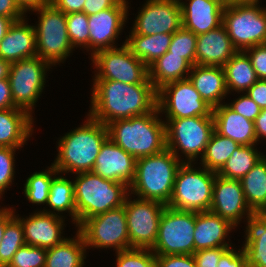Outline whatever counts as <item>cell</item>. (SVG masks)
I'll return each instance as SVG.
<instances>
[{
    "label": "cell",
    "instance_id": "1",
    "mask_svg": "<svg viewBox=\"0 0 266 267\" xmlns=\"http://www.w3.org/2000/svg\"><path fill=\"white\" fill-rule=\"evenodd\" d=\"M89 115L102 124L153 112L157 90L152 83L125 84L113 80H94Z\"/></svg>",
    "mask_w": 266,
    "mask_h": 267
},
{
    "label": "cell",
    "instance_id": "2",
    "mask_svg": "<svg viewBox=\"0 0 266 267\" xmlns=\"http://www.w3.org/2000/svg\"><path fill=\"white\" fill-rule=\"evenodd\" d=\"M151 113L118 119L107 124L108 137L136 159L158 154L167 148L166 124Z\"/></svg>",
    "mask_w": 266,
    "mask_h": 267
},
{
    "label": "cell",
    "instance_id": "3",
    "mask_svg": "<svg viewBox=\"0 0 266 267\" xmlns=\"http://www.w3.org/2000/svg\"><path fill=\"white\" fill-rule=\"evenodd\" d=\"M107 138V126L89 116L86 123L59 140V152L52 165L59 173L92 171Z\"/></svg>",
    "mask_w": 266,
    "mask_h": 267
},
{
    "label": "cell",
    "instance_id": "4",
    "mask_svg": "<svg viewBox=\"0 0 266 267\" xmlns=\"http://www.w3.org/2000/svg\"><path fill=\"white\" fill-rule=\"evenodd\" d=\"M177 158L168 148L136 160L134 180L129 186L131 194L138 198L168 205L179 167L185 161Z\"/></svg>",
    "mask_w": 266,
    "mask_h": 267
},
{
    "label": "cell",
    "instance_id": "5",
    "mask_svg": "<svg viewBox=\"0 0 266 267\" xmlns=\"http://www.w3.org/2000/svg\"><path fill=\"white\" fill-rule=\"evenodd\" d=\"M77 174L73 183L78 227L86 219L124 205L129 194L126 184L104 179L92 171Z\"/></svg>",
    "mask_w": 266,
    "mask_h": 267
},
{
    "label": "cell",
    "instance_id": "6",
    "mask_svg": "<svg viewBox=\"0 0 266 267\" xmlns=\"http://www.w3.org/2000/svg\"><path fill=\"white\" fill-rule=\"evenodd\" d=\"M217 173L207 168L194 169L192 163L179 167L168 207L181 211H209Z\"/></svg>",
    "mask_w": 266,
    "mask_h": 267
},
{
    "label": "cell",
    "instance_id": "7",
    "mask_svg": "<svg viewBox=\"0 0 266 267\" xmlns=\"http://www.w3.org/2000/svg\"><path fill=\"white\" fill-rule=\"evenodd\" d=\"M226 2L222 25L238 51L266 43V8Z\"/></svg>",
    "mask_w": 266,
    "mask_h": 267
},
{
    "label": "cell",
    "instance_id": "8",
    "mask_svg": "<svg viewBox=\"0 0 266 267\" xmlns=\"http://www.w3.org/2000/svg\"><path fill=\"white\" fill-rule=\"evenodd\" d=\"M34 11L40 15L38 26H34L37 56L51 65L64 61L73 49L67 32L66 14L51 3Z\"/></svg>",
    "mask_w": 266,
    "mask_h": 267
},
{
    "label": "cell",
    "instance_id": "9",
    "mask_svg": "<svg viewBox=\"0 0 266 267\" xmlns=\"http://www.w3.org/2000/svg\"><path fill=\"white\" fill-rule=\"evenodd\" d=\"M166 120L167 148L177 158H179L178 152L180 149L188 159L186 163H192L200 154V158H202L206 145L214 132L213 116Z\"/></svg>",
    "mask_w": 266,
    "mask_h": 267
},
{
    "label": "cell",
    "instance_id": "10",
    "mask_svg": "<svg viewBox=\"0 0 266 267\" xmlns=\"http://www.w3.org/2000/svg\"><path fill=\"white\" fill-rule=\"evenodd\" d=\"M195 212L165 207L151 249L155 255L194 254Z\"/></svg>",
    "mask_w": 266,
    "mask_h": 267
},
{
    "label": "cell",
    "instance_id": "11",
    "mask_svg": "<svg viewBox=\"0 0 266 267\" xmlns=\"http://www.w3.org/2000/svg\"><path fill=\"white\" fill-rule=\"evenodd\" d=\"M86 247L131 249L125 206L86 219L79 227Z\"/></svg>",
    "mask_w": 266,
    "mask_h": 267
},
{
    "label": "cell",
    "instance_id": "12",
    "mask_svg": "<svg viewBox=\"0 0 266 267\" xmlns=\"http://www.w3.org/2000/svg\"><path fill=\"white\" fill-rule=\"evenodd\" d=\"M98 68L94 80H113L125 84L152 83L148 67L124 43L120 48L105 49L91 55Z\"/></svg>",
    "mask_w": 266,
    "mask_h": 267
},
{
    "label": "cell",
    "instance_id": "13",
    "mask_svg": "<svg viewBox=\"0 0 266 267\" xmlns=\"http://www.w3.org/2000/svg\"><path fill=\"white\" fill-rule=\"evenodd\" d=\"M50 66V63L38 56L11 63L8 80L15 107L32 114L33 106L43 91L46 71Z\"/></svg>",
    "mask_w": 266,
    "mask_h": 267
},
{
    "label": "cell",
    "instance_id": "14",
    "mask_svg": "<svg viewBox=\"0 0 266 267\" xmlns=\"http://www.w3.org/2000/svg\"><path fill=\"white\" fill-rule=\"evenodd\" d=\"M129 196L126 197L124 206L131 249H152L166 205L141 198L132 201Z\"/></svg>",
    "mask_w": 266,
    "mask_h": 267
},
{
    "label": "cell",
    "instance_id": "15",
    "mask_svg": "<svg viewBox=\"0 0 266 267\" xmlns=\"http://www.w3.org/2000/svg\"><path fill=\"white\" fill-rule=\"evenodd\" d=\"M157 98L159 112L166 113L168 119L213 116V108L202 99L188 78L164 85L157 91Z\"/></svg>",
    "mask_w": 266,
    "mask_h": 267
},
{
    "label": "cell",
    "instance_id": "16",
    "mask_svg": "<svg viewBox=\"0 0 266 267\" xmlns=\"http://www.w3.org/2000/svg\"><path fill=\"white\" fill-rule=\"evenodd\" d=\"M132 31L140 35L173 34L182 27L180 0H147Z\"/></svg>",
    "mask_w": 266,
    "mask_h": 267
},
{
    "label": "cell",
    "instance_id": "17",
    "mask_svg": "<svg viewBox=\"0 0 266 267\" xmlns=\"http://www.w3.org/2000/svg\"><path fill=\"white\" fill-rule=\"evenodd\" d=\"M127 5L126 0H120L114 7L88 16L89 50H93L92 55L115 48L114 42L127 20Z\"/></svg>",
    "mask_w": 266,
    "mask_h": 267
},
{
    "label": "cell",
    "instance_id": "18",
    "mask_svg": "<svg viewBox=\"0 0 266 267\" xmlns=\"http://www.w3.org/2000/svg\"><path fill=\"white\" fill-rule=\"evenodd\" d=\"M209 211L228 220L237 227L243 216L254 212L247 205L240 180L227 179L216 174L212 203Z\"/></svg>",
    "mask_w": 266,
    "mask_h": 267
},
{
    "label": "cell",
    "instance_id": "19",
    "mask_svg": "<svg viewBox=\"0 0 266 267\" xmlns=\"http://www.w3.org/2000/svg\"><path fill=\"white\" fill-rule=\"evenodd\" d=\"M136 160L108 137L101 146L92 172L104 179L130 186L134 180Z\"/></svg>",
    "mask_w": 266,
    "mask_h": 267
},
{
    "label": "cell",
    "instance_id": "20",
    "mask_svg": "<svg viewBox=\"0 0 266 267\" xmlns=\"http://www.w3.org/2000/svg\"><path fill=\"white\" fill-rule=\"evenodd\" d=\"M18 219L23 226L25 243L28 245L49 249L65 239L61 236L64 221L55 212L42 210L27 219Z\"/></svg>",
    "mask_w": 266,
    "mask_h": 267
},
{
    "label": "cell",
    "instance_id": "21",
    "mask_svg": "<svg viewBox=\"0 0 266 267\" xmlns=\"http://www.w3.org/2000/svg\"><path fill=\"white\" fill-rule=\"evenodd\" d=\"M180 1L182 27L196 35L207 33L222 25L225 0H188Z\"/></svg>",
    "mask_w": 266,
    "mask_h": 267
},
{
    "label": "cell",
    "instance_id": "22",
    "mask_svg": "<svg viewBox=\"0 0 266 267\" xmlns=\"http://www.w3.org/2000/svg\"><path fill=\"white\" fill-rule=\"evenodd\" d=\"M237 51L223 25L207 33L197 35V65L223 67Z\"/></svg>",
    "mask_w": 266,
    "mask_h": 267
},
{
    "label": "cell",
    "instance_id": "23",
    "mask_svg": "<svg viewBox=\"0 0 266 267\" xmlns=\"http://www.w3.org/2000/svg\"><path fill=\"white\" fill-rule=\"evenodd\" d=\"M34 26L22 18L13 21L0 41V57L10 63L37 56Z\"/></svg>",
    "mask_w": 266,
    "mask_h": 267
},
{
    "label": "cell",
    "instance_id": "24",
    "mask_svg": "<svg viewBox=\"0 0 266 267\" xmlns=\"http://www.w3.org/2000/svg\"><path fill=\"white\" fill-rule=\"evenodd\" d=\"M235 226L211 212H195L194 252L215 247H231L224 242Z\"/></svg>",
    "mask_w": 266,
    "mask_h": 267
},
{
    "label": "cell",
    "instance_id": "25",
    "mask_svg": "<svg viewBox=\"0 0 266 267\" xmlns=\"http://www.w3.org/2000/svg\"><path fill=\"white\" fill-rule=\"evenodd\" d=\"M214 130L239 145L257 144L254 122L246 119L223 103L213 108Z\"/></svg>",
    "mask_w": 266,
    "mask_h": 267
},
{
    "label": "cell",
    "instance_id": "26",
    "mask_svg": "<svg viewBox=\"0 0 266 267\" xmlns=\"http://www.w3.org/2000/svg\"><path fill=\"white\" fill-rule=\"evenodd\" d=\"M190 73L188 79L202 99L212 108L221 105L220 101L228 94L223 67L195 64Z\"/></svg>",
    "mask_w": 266,
    "mask_h": 267
},
{
    "label": "cell",
    "instance_id": "27",
    "mask_svg": "<svg viewBox=\"0 0 266 267\" xmlns=\"http://www.w3.org/2000/svg\"><path fill=\"white\" fill-rule=\"evenodd\" d=\"M33 118L20 108L0 110V147L21 148L33 131Z\"/></svg>",
    "mask_w": 266,
    "mask_h": 267
},
{
    "label": "cell",
    "instance_id": "28",
    "mask_svg": "<svg viewBox=\"0 0 266 267\" xmlns=\"http://www.w3.org/2000/svg\"><path fill=\"white\" fill-rule=\"evenodd\" d=\"M246 218V241L242 249L246 267H266V212L253 213Z\"/></svg>",
    "mask_w": 266,
    "mask_h": 267
},
{
    "label": "cell",
    "instance_id": "29",
    "mask_svg": "<svg viewBox=\"0 0 266 267\" xmlns=\"http://www.w3.org/2000/svg\"><path fill=\"white\" fill-rule=\"evenodd\" d=\"M191 68L192 65L184 57L167 51L148 67L149 80L158 91L168 83L187 79Z\"/></svg>",
    "mask_w": 266,
    "mask_h": 267
},
{
    "label": "cell",
    "instance_id": "30",
    "mask_svg": "<svg viewBox=\"0 0 266 267\" xmlns=\"http://www.w3.org/2000/svg\"><path fill=\"white\" fill-rule=\"evenodd\" d=\"M172 34L140 35L131 31L124 42L132 54L140 59L147 67L168 51Z\"/></svg>",
    "mask_w": 266,
    "mask_h": 267
},
{
    "label": "cell",
    "instance_id": "31",
    "mask_svg": "<svg viewBox=\"0 0 266 267\" xmlns=\"http://www.w3.org/2000/svg\"><path fill=\"white\" fill-rule=\"evenodd\" d=\"M74 238H65L61 243L47 249L45 267H83L86 245L79 231ZM77 238V239H76Z\"/></svg>",
    "mask_w": 266,
    "mask_h": 267
},
{
    "label": "cell",
    "instance_id": "32",
    "mask_svg": "<svg viewBox=\"0 0 266 267\" xmlns=\"http://www.w3.org/2000/svg\"><path fill=\"white\" fill-rule=\"evenodd\" d=\"M225 82L227 91H247L258 77L251 61L244 51H237L224 65Z\"/></svg>",
    "mask_w": 266,
    "mask_h": 267
},
{
    "label": "cell",
    "instance_id": "33",
    "mask_svg": "<svg viewBox=\"0 0 266 267\" xmlns=\"http://www.w3.org/2000/svg\"><path fill=\"white\" fill-rule=\"evenodd\" d=\"M247 205L254 213L266 212V157L240 179Z\"/></svg>",
    "mask_w": 266,
    "mask_h": 267
},
{
    "label": "cell",
    "instance_id": "34",
    "mask_svg": "<svg viewBox=\"0 0 266 267\" xmlns=\"http://www.w3.org/2000/svg\"><path fill=\"white\" fill-rule=\"evenodd\" d=\"M254 145H240L236 148L217 174L223 178L234 180L244 177L264 156L255 149Z\"/></svg>",
    "mask_w": 266,
    "mask_h": 267
},
{
    "label": "cell",
    "instance_id": "35",
    "mask_svg": "<svg viewBox=\"0 0 266 267\" xmlns=\"http://www.w3.org/2000/svg\"><path fill=\"white\" fill-rule=\"evenodd\" d=\"M239 146L234 140L222 136L214 130L200 160L201 165L212 172L218 173Z\"/></svg>",
    "mask_w": 266,
    "mask_h": 267
},
{
    "label": "cell",
    "instance_id": "36",
    "mask_svg": "<svg viewBox=\"0 0 266 267\" xmlns=\"http://www.w3.org/2000/svg\"><path fill=\"white\" fill-rule=\"evenodd\" d=\"M50 208L57 212H70L71 218L77 226V211L74 199V183L65 177L59 176L52 179L48 202Z\"/></svg>",
    "mask_w": 266,
    "mask_h": 267
},
{
    "label": "cell",
    "instance_id": "37",
    "mask_svg": "<svg viewBox=\"0 0 266 267\" xmlns=\"http://www.w3.org/2000/svg\"><path fill=\"white\" fill-rule=\"evenodd\" d=\"M24 229L16 215L6 224L0 243V267L9 265L17 250L25 245Z\"/></svg>",
    "mask_w": 266,
    "mask_h": 267
},
{
    "label": "cell",
    "instance_id": "38",
    "mask_svg": "<svg viewBox=\"0 0 266 267\" xmlns=\"http://www.w3.org/2000/svg\"><path fill=\"white\" fill-rule=\"evenodd\" d=\"M59 172L53 165L44 172H34L26 180L24 193L29 202L33 204H47L50 185L53 175H58Z\"/></svg>",
    "mask_w": 266,
    "mask_h": 267
},
{
    "label": "cell",
    "instance_id": "39",
    "mask_svg": "<svg viewBox=\"0 0 266 267\" xmlns=\"http://www.w3.org/2000/svg\"><path fill=\"white\" fill-rule=\"evenodd\" d=\"M197 35L181 27L172 34L168 52L184 57L192 66L196 64Z\"/></svg>",
    "mask_w": 266,
    "mask_h": 267
},
{
    "label": "cell",
    "instance_id": "40",
    "mask_svg": "<svg viewBox=\"0 0 266 267\" xmlns=\"http://www.w3.org/2000/svg\"><path fill=\"white\" fill-rule=\"evenodd\" d=\"M66 26L73 48L78 46L89 48L88 15L86 13L75 12L66 14Z\"/></svg>",
    "mask_w": 266,
    "mask_h": 267
},
{
    "label": "cell",
    "instance_id": "41",
    "mask_svg": "<svg viewBox=\"0 0 266 267\" xmlns=\"http://www.w3.org/2000/svg\"><path fill=\"white\" fill-rule=\"evenodd\" d=\"M117 253V267H156V255L151 249L132 248Z\"/></svg>",
    "mask_w": 266,
    "mask_h": 267
},
{
    "label": "cell",
    "instance_id": "42",
    "mask_svg": "<svg viewBox=\"0 0 266 267\" xmlns=\"http://www.w3.org/2000/svg\"><path fill=\"white\" fill-rule=\"evenodd\" d=\"M47 249L25 244L13 255L10 267H45Z\"/></svg>",
    "mask_w": 266,
    "mask_h": 267
},
{
    "label": "cell",
    "instance_id": "43",
    "mask_svg": "<svg viewBox=\"0 0 266 267\" xmlns=\"http://www.w3.org/2000/svg\"><path fill=\"white\" fill-rule=\"evenodd\" d=\"M20 148L0 147V198L14 178V154Z\"/></svg>",
    "mask_w": 266,
    "mask_h": 267
},
{
    "label": "cell",
    "instance_id": "44",
    "mask_svg": "<svg viewBox=\"0 0 266 267\" xmlns=\"http://www.w3.org/2000/svg\"><path fill=\"white\" fill-rule=\"evenodd\" d=\"M244 52H248L247 55L258 80H266V43L247 48Z\"/></svg>",
    "mask_w": 266,
    "mask_h": 267
},
{
    "label": "cell",
    "instance_id": "45",
    "mask_svg": "<svg viewBox=\"0 0 266 267\" xmlns=\"http://www.w3.org/2000/svg\"><path fill=\"white\" fill-rule=\"evenodd\" d=\"M227 105L236 113L253 122L261 112V108L246 93Z\"/></svg>",
    "mask_w": 266,
    "mask_h": 267
},
{
    "label": "cell",
    "instance_id": "46",
    "mask_svg": "<svg viewBox=\"0 0 266 267\" xmlns=\"http://www.w3.org/2000/svg\"><path fill=\"white\" fill-rule=\"evenodd\" d=\"M231 247H215L195 251L193 257L197 267H217L221 255Z\"/></svg>",
    "mask_w": 266,
    "mask_h": 267
},
{
    "label": "cell",
    "instance_id": "47",
    "mask_svg": "<svg viewBox=\"0 0 266 267\" xmlns=\"http://www.w3.org/2000/svg\"><path fill=\"white\" fill-rule=\"evenodd\" d=\"M156 267H197L193 255H156Z\"/></svg>",
    "mask_w": 266,
    "mask_h": 267
},
{
    "label": "cell",
    "instance_id": "48",
    "mask_svg": "<svg viewBox=\"0 0 266 267\" xmlns=\"http://www.w3.org/2000/svg\"><path fill=\"white\" fill-rule=\"evenodd\" d=\"M217 267H246V256L243 250L238 252L228 248L220 257Z\"/></svg>",
    "mask_w": 266,
    "mask_h": 267
},
{
    "label": "cell",
    "instance_id": "49",
    "mask_svg": "<svg viewBox=\"0 0 266 267\" xmlns=\"http://www.w3.org/2000/svg\"><path fill=\"white\" fill-rule=\"evenodd\" d=\"M246 94L261 108H266V80H257Z\"/></svg>",
    "mask_w": 266,
    "mask_h": 267
},
{
    "label": "cell",
    "instance_id": "50",
    "mask_svg": "<svg viewBox=\"0 0 266 267\" xmlns=\"http://www.w3.org/2000/svg\"><path fill=\"white\" fill-rule=\"evenodd\" d=\"M120 0H85L83 5V13L88 16L97 14L100 11L114 7Z\"/></svg>",
    "mask_w": 266,
    "mask_h": 267
},
{
    "label": "cell",
    "instance_id": "51",
    "mask_svg": "<svg viewBox=\"0 0 266 267\" xmlns=\"http://www.w3.org/2000/svg\"><path fill=\"white\" fill-rule=\"evenodd\" d=\"M0 16L18 21L24 18V13L17 6L15 0H0Z\"/></svg>",
    "mask_w": 266,
    "mask_h": 267
},
{
    "label": "cell",
    "instance_id": "52",
    "mask_svg": "<svg viewBox=\"0 0 266 267\" xmlns=\"http://www.w3.org/2000/svg\"><path fill=\"white\" fill-rule=\"evenodd\" d=\"M85 0H50V3L65 14L82 12Z\"/></svg>",
    "mask_w": 266,
    "mask_h": 267
},
{
    "label": "cell",
    "instance_id": "53",
    "mask_svg": "<svg viewBox=\"0 0 266 267\" xmlns=\"http://www.w3.org/2000/svg\"><path fill=\"white\" fill-rule=\"evenodd\" d=\"M17 108L13 104L10 84L8 79L0 80V110Z\"/></svg>",
    "mask_w": 266,
    "mask_h": 267
},
{
    "label": "cell",
    "instance_id": "54",
    "mask_svg": "<svg viewBox=\"0 0 266 267\" xmlns=\"http://www.w3.org/2000/svg\"><path fill=\"white\" fill-rule=\"evenodd\" d=\"M257 142L260 138H266V108L261 109L260 114L254 121Z\"/></svg>",
    "mask_w": 266,
    "mask_h": 267
},
{
    "label": "cell",
    "instance_id": "55",
    "mask_svg": "<svg viewBox=\"0 0 266 267\" xmlns=\"http://www.w3.org/2000/svg\"><path fill=\"white\" fill-rule=\"evenodd\" d=\"M15 2L20 10L25 14L27 11H34L41 6L47 5L50 3V0H15Z\"/></svg>",
    "mask_w": 266,
    "mask_h": 267
},
{
    "label": "cell",
    "instance_id": "56",
    "mask_svg": "<svg viewBox=\"0 0 266 267\" xmlns=\"http://www.w3.org/2000/svg\"><path fill=\"white\" fill-rule=\"evenodd\" d=\"M13 209L10 208H2L0 209V243L2 241V237L5 231L6 224L15 216Z\"/></svg>",
    "mask_w": 266,
    "mask_h": 267
},
{
    "label": "cell",
    "instance_id": "57",
    "mask_svg": "<svg viewBox=\"0 0 266 267\" xmlns=\"http://www.w3.org/2000/svg\"><path fill=\"white\" fill-rule=\"evenodd\" d=\"M13 23L11 18L0 16V41L5 37L9 26Z\"/></svg>",
    "mask_w": 266,
    "mask_h": 267
},
{
    "label": "cell",
    "instance_id": "58",
    "mask_svg": "<svg viewBox=\"0 0 266 267\" xmlns=\"http://www.w3.org/2000/svg\"><path fill=\"white\" fill-rule=\"evenodd\" d=\"M11 63L0 57V80L8 79Z\"/></svg>",
    "mask_w": 266,
    "mask_h": 267
},
{
    "label": "cell",
    "instance_id": "59",
    "mask_svg": "<svg viewBox=\"0 0 266 267\" xmlns=\"http://www.w3.org/2000/svg\"><path fill=\"white\" fill-rule=\"evenodd\" d=\"M227 2L233 3V4H252V5H258V0H228Z\"/></svg>",
    "mask_w": 266,
    "mask_h": 267
}]
</instances>
